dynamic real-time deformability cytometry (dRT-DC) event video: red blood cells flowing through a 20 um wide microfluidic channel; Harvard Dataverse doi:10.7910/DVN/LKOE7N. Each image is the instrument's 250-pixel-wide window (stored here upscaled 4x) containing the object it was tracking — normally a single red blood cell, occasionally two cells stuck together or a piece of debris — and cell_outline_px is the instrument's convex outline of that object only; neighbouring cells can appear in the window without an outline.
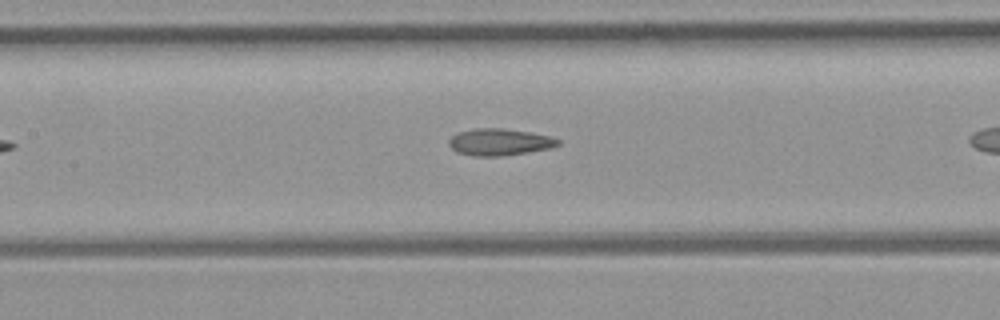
{"species": "common noctule bat (a hibernating species)", "species_latin": "Nyctalus noctula", "temperature_condition": "room temperature", "stored_images_in_passage": 5, "camera_frame_rate_fps": 3000, "um_per_image_px": 0.085, "animal": {"sex": "female", "body_mass_g": 21.9}, "frame": {"image": 1, "passage_image": 4, "time_ms": 4.333, "image_size_px": [1000, 320], "cell_outline_px": [[560, 144], [552, 148], [528, 152], [500, 156], [472, 156], [456, 152], [448, 144], [448, 140], [456, 132], [476, 128], [504, 128], [528, 132], [548, 136], [560, 140]], "centroid_in_image_um": [42.42, 12.07], "position_along_channel_um": 165.0, "area_um2": 17.11}}